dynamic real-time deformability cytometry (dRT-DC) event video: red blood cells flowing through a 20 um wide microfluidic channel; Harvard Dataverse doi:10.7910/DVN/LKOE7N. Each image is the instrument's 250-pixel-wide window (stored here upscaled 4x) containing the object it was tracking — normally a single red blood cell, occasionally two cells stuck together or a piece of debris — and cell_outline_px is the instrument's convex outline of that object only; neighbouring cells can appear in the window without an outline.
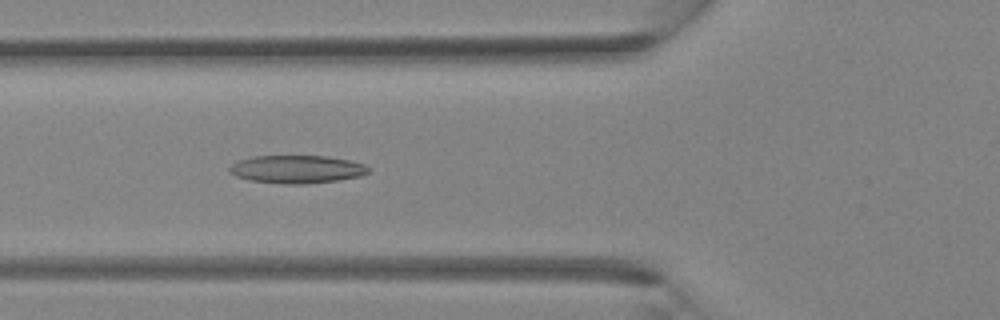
{"species": "Egyptian fruit bat (a non-hibernating species)", "species_latin": "Rousettus aegyptiacus", "temperature_condition": "room temperature", "stored_images_in_passage": 37, "camera_frame_rate_fps": 3000, "um_per_image_px": 0.085, "animal": {"sex": "female"}, "frame": {"image": 1, "passage_image": 13, "time_ms": 4.0, "image_size_px": [1000, 320], "cell_outline_px": [[368, 172], [360, 176], [340, 180], [304, 184], [284, 184], [248, 180], [236, 176], [228, 172], [228, 168], [236, 160], [252, 156], [328, 156], [348, 160], [364, 164], [368, 168]], "centroid_in_image_um": [25.17, 14.38], "position_along_channel_um": 100.6, "area_um2": 22.77}}
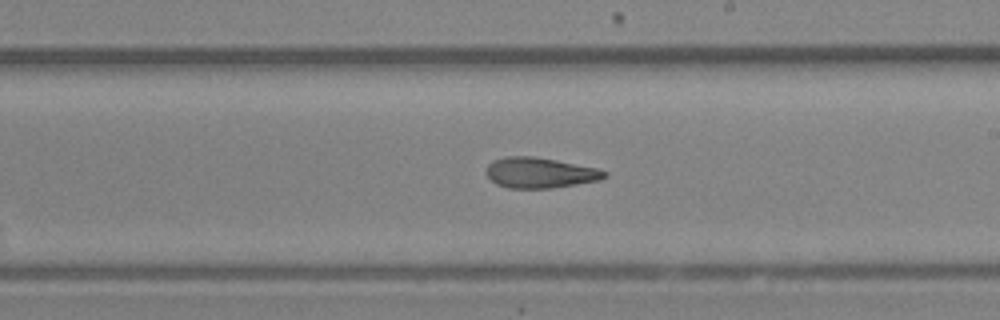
{"frame": {"image": 2, "passage_image": 21, "time_ms": 6.667, "image_size_px": [1000, 320], "cell_outline_px": [[608, 176], [600, 180], [552, 188], [508, 188], [496, 184], [484, 172], [488, 164], [492, 160], [504, 156], [532, 156], [556, 160], [596, 168], [608, 172]], "centroid_in_image_um": [45.86, 14.68], "position_along_channel_um": 243.1, "area_um2": 21.1}}
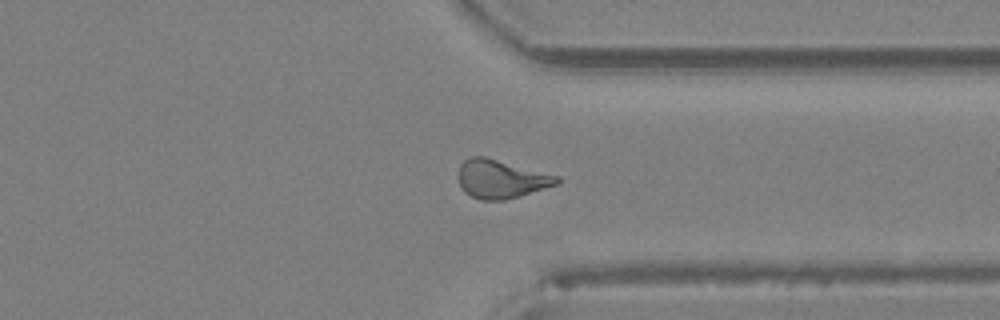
{"frame": {"image": 3, "passage_image": 28, "time_ms": 9.0, "image_size_px": [1000, 320], "cell_outline_px": [[560, 180], [556, 184], [520, 196], [504, 200], [480, 200], [464, 192], [456, 176], [460, 164], [468, 156], [484, 156], [560, 176]], "centroid_in_image_um": [42.54, 15.2], "position_along_channel_um": 368.9, "area_um2": 22.2}}